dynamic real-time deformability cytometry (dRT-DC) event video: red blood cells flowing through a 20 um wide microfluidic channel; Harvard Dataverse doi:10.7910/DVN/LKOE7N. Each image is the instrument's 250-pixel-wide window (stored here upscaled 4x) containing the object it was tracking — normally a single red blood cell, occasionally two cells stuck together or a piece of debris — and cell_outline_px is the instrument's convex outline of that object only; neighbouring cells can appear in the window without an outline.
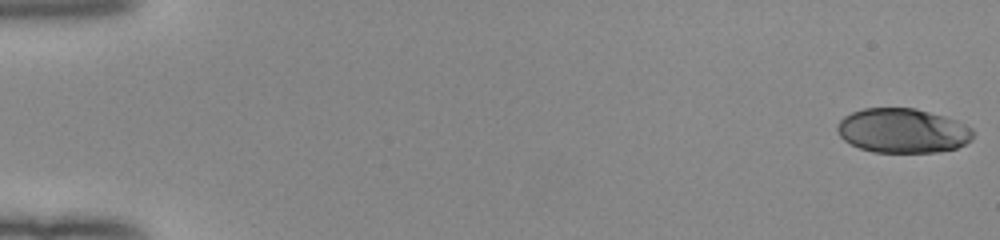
{"species": "human", "species_latin": "Homo sapiens", "temperature_condition": "room temperature", "stored_images_in_passage": 52, "camera_frame_rate_fps": 3000, "um_per_image_px": 0.085, "donor": {"sex": "female"}, "frame": {"image": 1, "passage_image": 1, "time_ms": 0.0, "image_size_px": [1000, 240], "cell_outline_px": [[972, 140], [956, 148], [936, 152], [872, 152], [860, 148], [844, 140], [840, 136], [836, 128], [840, 120], [844, 116], [852, 112], [864, 108], [916, 108], [944, 116], [956, 120], [972, 128]], "centroid_in_image_um": [76.72, 11.1], "position_along_channel_um": 8.3, "area_um2": 35.14}}
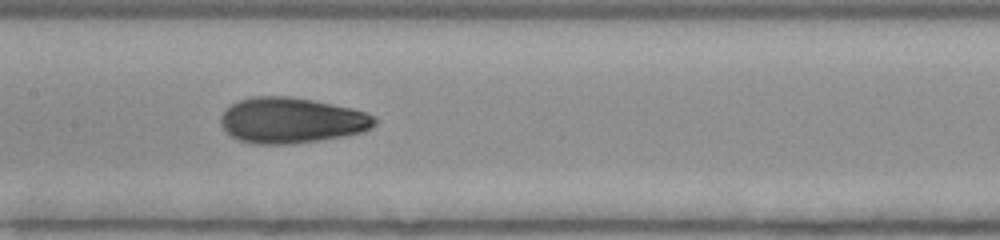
{"frame": {"image": 2, "passage_image": 27, "time_ms": 8.667, "image_size_px": [1000, 240], "cell_outline_px": [[376, 124], [372, 128], [364, 132], [344, 136], [288, 144], [252, 144], [240, 140], [232, 136], [220, 124], [220, 116], [232, 104], [240, 100], [252, 96], [288, 96], [312, 100], [352, 108], [376, 116]], "centroid_in_image_um": [24.79, 10.23], "position_along_channel_um": 182.6, "area_um2": 40.81}}
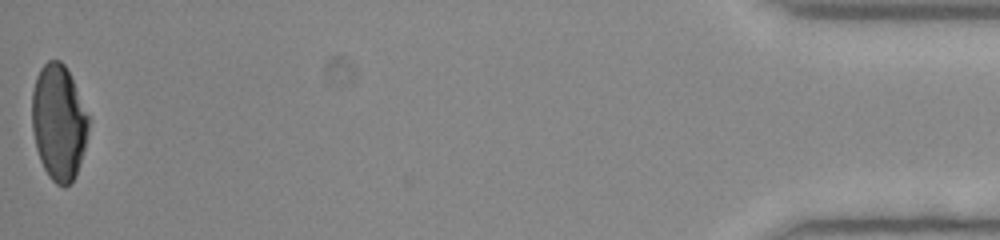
{"frame": {"image": 3, "passage_image": 52, "time_ms": 17.0, "image_size_px": [1000, 240], "cell_outline_px": [[88, 128], [84, 148], [76, 176], [64, 188], [56, 184], [48, 176], [40, 160], [36, 148], [32, 128], [32, 92], [36, 76], [40, 68], [48, 60], [60, 60], [64, 64], [72, 80], [88, 116]], "centroid_in_image_um": [4.96, 10.41], "position_along_channel_um": 430.2, "area_um2": 37.74}, "authors_computed_cell_mechanics": {"area_um2": 39.0728, "velocity_mm_per_s": 4.0304, "shape_relaxation_time_tau1_ms": 8.3196, "shape_relaxation_time_tau2_ms": 1.1492, "deformation_change_tau1": 0.2461, "deformation_change_tau2": 0.063}}